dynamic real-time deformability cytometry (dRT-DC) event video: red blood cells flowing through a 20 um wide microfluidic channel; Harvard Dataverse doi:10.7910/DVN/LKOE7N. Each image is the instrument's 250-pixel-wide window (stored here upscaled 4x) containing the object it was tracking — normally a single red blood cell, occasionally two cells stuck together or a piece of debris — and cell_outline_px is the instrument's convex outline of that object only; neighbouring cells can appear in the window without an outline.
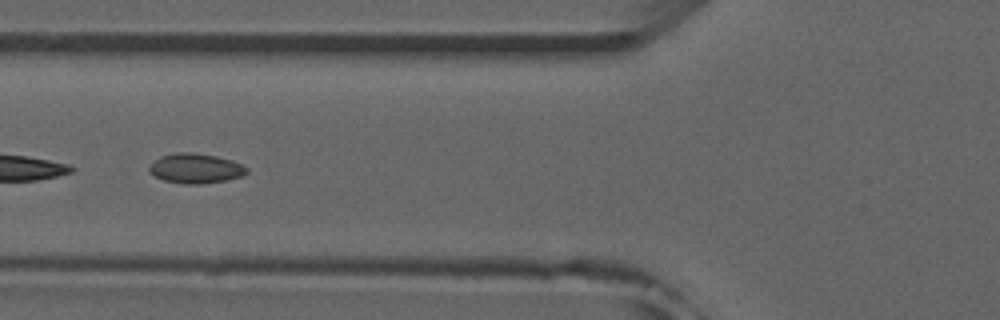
{"species": "common noctule bat (a hibernating species)", "species_latin": "Nyctalus noctula", "temperature_condition": "room temperature", "stored_images_in_passage": 15, "camera_frame_rate_fps": 3000, "um_per_image_px": 0.085, "animal": {"sex": "male", "forearm_length_mm": 52.5}, "frame": {"image": 1, "passage_image": 7, "time_ms": 2.0, "image_size_px": [1000, 320], "cell_outline_px": [[248, 172], [244, 176], [228, 180], [200, 184], [184, 184], [164, 180], [148, 172], [148, 168], [160, 156], [176, 152], [192, 152], [216, 156], [232, 160], [248, 168]], "centroid_in_image_um": [16.65, 14.31], "position_along_channel_um": 109.2, "area_um2": 16.99}}